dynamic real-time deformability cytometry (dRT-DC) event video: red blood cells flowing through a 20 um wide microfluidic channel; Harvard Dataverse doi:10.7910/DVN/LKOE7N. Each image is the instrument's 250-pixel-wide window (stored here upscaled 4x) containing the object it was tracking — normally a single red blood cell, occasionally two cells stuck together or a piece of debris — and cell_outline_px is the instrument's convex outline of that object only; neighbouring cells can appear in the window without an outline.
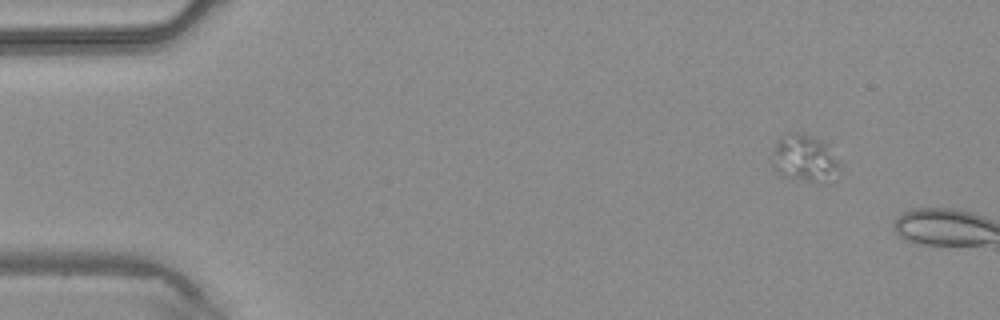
{"species": "common noctule bat (a hibernating species)", "species_latin": "Nyctalus noctula", "temperature_condition": "warm", "stored_images_in_passage": 3, "camera_frame_rate_fps": 3000, "um_per_image_px": 0.085, "animal": {"sex": "male", "body_mass_g": 20.4}, "frame": {"image": 1, "passage_image": 1, "time_ms": 0.0, "image_size_px": [1000, 320], "cell_outline_px": [[840, 168], [824, 184], [816, 184], [780, 176], [772, 168], [768, 160], [776, 144], [784, 132], [796, 132], [820, 140], [828, 144], [840, 164]], "centroid_in_image_um": [68.31, 13.5], "position_along_channel_um": 16.7, "area_um2": 19.13}}